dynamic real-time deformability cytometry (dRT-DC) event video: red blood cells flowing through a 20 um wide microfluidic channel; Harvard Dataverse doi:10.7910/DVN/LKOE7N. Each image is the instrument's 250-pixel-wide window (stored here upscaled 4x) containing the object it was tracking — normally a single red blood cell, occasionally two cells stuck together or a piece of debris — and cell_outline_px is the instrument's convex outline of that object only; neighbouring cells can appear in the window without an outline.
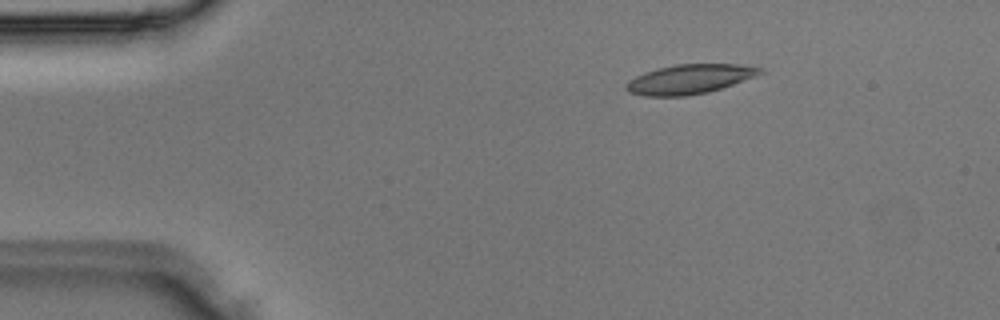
{"species": "Egyptian fruit bat (a non-hibernating species)", "species_latin": "Rousettus aegyptiacus", "temperature_condition": "room temperature", "stored_images_in_passage": 3, "camera_frame_rate_fps": 3000, "um_per_image_px": 0.085, "animal": {"sex": "male"}, "frame": {"image": 1, "passage_image": 2, "time_ms": 0.333, "image_size_px": [1000, 320], "cell_outline_px": [[764, 72], [756, 76], [708, 92], [684, 96], [644, 96], [628, 92], [624, 88], [624, 84], [628, 80], [644, 72], [656, 68], [676, 64], [740, 64], [764, 68]], "centroid_in_image_um": [58.58, 6.72], "position_along_channel_um": 26.4, "area_um2": 23.12}}